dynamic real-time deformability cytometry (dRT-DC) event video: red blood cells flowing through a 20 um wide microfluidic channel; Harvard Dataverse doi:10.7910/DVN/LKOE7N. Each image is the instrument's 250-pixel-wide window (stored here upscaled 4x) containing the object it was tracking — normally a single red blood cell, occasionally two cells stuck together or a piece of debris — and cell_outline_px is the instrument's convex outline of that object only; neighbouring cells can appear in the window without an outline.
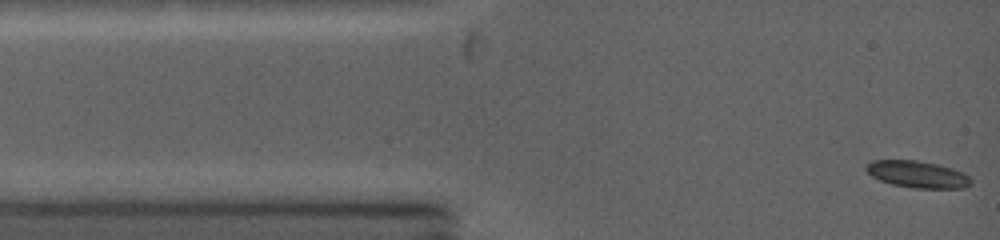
{"species": "common noctule bat (a hibernating species)", "species_latin": "Nyctalus noctula", "temperature_condition": "warm", "stored_images_in_passage": 4, "camera_frame_rate_fps": 5000, "um_per_image_px": 0.085, "animal": {"sex": "female", "body_mass_g": 19.0, "forearm_length_mm": 53.3}, "frame": {"image": 1, "passage_image": 1, "time_ms": 0.0, "image_size_px": [1000, 240], "cell_outline_px": [[972, 184], [964, 188], [912, 188], [892, 184], [880, 180], [872, 176], [864, 168], [864, 164], [872, 160], [916, 160], [936, 164], [952, 168], [964, 172], [972, 180]], "centroid_in_image_um": [77.98, 14.81], "position_along_channel_um": 7.0, "area_um2": 16.53}}
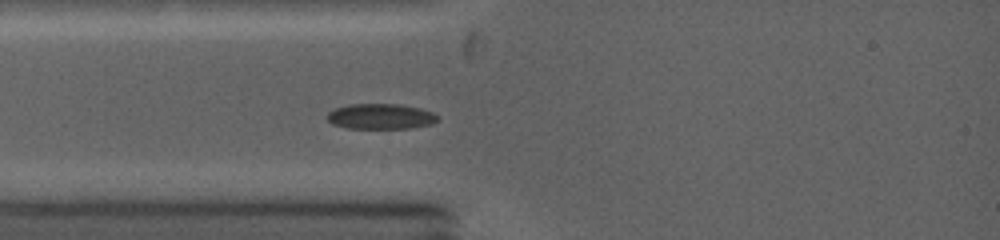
{"frame": {"image": 2, "passage_image": 4, "time_ms": 2.4, "image_size_px": [1000, 240], "cell_outline_px": [[440, 120], [432, 124], [412, 128], [348, 128], [332, 124], [324, 116], [328, 112], [336, 108], [348, 104], [400, 104], [420, 108], [432, 112], [440, 116]], "centroid_in_image_um": [32.38, 9.89], "position_along_channel_um": 52.6, "area_um2": 16.59}}